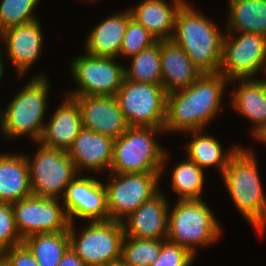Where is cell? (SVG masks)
<instances>
[{
	"instance_id": "f1b7e54d",
	"label": "cell",
	"mask_w": 266,
	"mask_h": 266,
	"mask_svg": "<svg viewBox=\"0 0 266 266\" xmlns=\"http://www.w3.org/2000/svg\"><path fill=\"white\" fill-rule=\"evenodd\" d=\"M172 190L179 195L178 200H201L204 173L203 169L190 159L179 162L172 171Z\"/></svg>"
},
{
	"instance_id": "8992f818",
	"label": "cell",
	"mask_w": 266,
	"mask_h": 266,
	"mask_svg": "<svg viewBox=\"0 0 266 266\" xmlns=\"http://www.w3.org/2000/svg\"><path fill=\"white\" fill-rule=\"evenodd\" d=\"M168 213L167 240L196 254L195 247L213 244L221 234V226L201 200H178Z\"/></svg>"
},
{
	"instance_id": "4316f807",
	"label": "cell",
	"mask_w": 266,
	"mask_h": 266,
	"mask_svg": "<svg viewBox=\"0 0 266 266\" xmlns=\"http://www.w3.org/2000/svg\"><path fill=\"white\" fill-rule=\"evenodd\" d=\"M35 257L39 266H58L70 247L68 231L35 234L22 242Z\"/></svg>"
},
{
	"instance_id": "9c48e42d",
	"label": "cell",
	"mask_w": 266,
	"mask_h": 266,
	"mask_svg": "<svg viewBox=\"0 0 266 266\" xmlns=\"http://www.w3.org/2000/svg\"><path fill=\"white\" fill-rule=\"evenodd\" d=\"M30 185L32 194L38 197L63 196L68 184L79 174L75 163L63 149L50 148L40 144V148L30 160Z\"/></svg>"
},
{
	"instance_id": "ba28073f",
	"label": "cell",
	"mask_w": 266,
	"mask_h": 266,
	"mask_svg": "<svg viewBox=\"0 0 266 266\" xmlns=\"http://www.w3.org/2000/svg\"><path fill=\"white\" fill-rule=\"evenodd\" d=\"M115 97L128 126L164 129L167 93L161 84L125 78Z\"/></svg>"
},
{
	"instance_id": "f546056e",
	"label": "cell",
	"mask_w": 266,
	"mask_h": 266,
	"mask_svg": "<svg viewBox=\"0 0 266 266\" xmlns=\"http://www.w3.org/2000/svg\"><path fill=\"white\" fill-rule=\"evenodd\" d=\"M165 241L124 236L121 261L128 266H150L157 260Z\"/></svg>"
},
{
	"instance_id": "ffe728a7",
	"label": "cell",
	"mask_w": 266,
	"mask_h": 266,
	"mask_svg": "<svg viewBox=\"0 0 266 266\" xmlns=\"http://www.w3.org/2000/svg\"><path fill=\"white\" fill-rule=\"evenodd\" d=\"M161 85L167 94L191 86L203 73L172 40H160Z\"/></svg>"
},
{
	"instance_id": "4dcf8cb0",
	"label": "cell",
	"mask_w": 266,
	"mask_h": 266,
	"mask_svg": "<svg viewBox=\"0 0 266 266\" xmlns=\"http://www.w3.org/2000/svg\"><path fill=\"white\" fill-rule=\"evenodd\" d=\"M40 0H1L0 3V32L36 20L33 14Z\"/></svg>"
},
{
	"instance_id": "6da1fadb",
	"label": "cell",
	"mask_w": 266,
	"mask_h": 266,
	"mask_svg": "<svg viewBox=\"0 0 266 266\" xmlns=\"http://www.w3.org/2000/svg\"><path fill=\"white\" fill-rule=\"evenodd\" d=\"M228 82L220 73H203L191 86L167 94L164 131L202 132L220 111Z\"/></svg>"
},
{
	"instance_id": "5bb4252c",
	"label": "cell",
	"mask_w": 266,
	"mask_h": 266,
	"mask_svg": "<svg viewBox=\"0 0 266 266\" xmlns=\"http://www.w3.org/2000/svg\"><path fill=\"white\" fill-rule=\"evenodd\" d=\"M70 223L74 218L94 221L109 220L107 190L104 183L79 174L68 184L61 197Z\"/></svg>"
},
{
	"instance_id": "ab89813d",
	"label": "cell",
	"mask_w": 266,
	"mask_h": 266,
	"mask_svg": "<svg viewBox=\"0 0 266 266\" xmlns=\"http://www.w3.org/2000/svg\"><path fill=\"white\" fill-rule=\"evenodd\" d=\"M103 266H128V265H125L122 261H119V262H115V263H111V264H106Z\"/></svg>"
},
{
	"instance_id": "9a60e30c",
	"label": "cell",
	"mask_w": 266,
	"mask_h": 266,
	"mask_svg": "<svg viewBox=\"0 0 266 266\" xmlns=\"http://www.w3.org/2000/svg\"><path fill=\"white\" fill-rule=\"evenodd\" d=\"M80 106L83 128L120 137L129 127L115 96H74Z\"/></svg>"
},
{
	"instance_id": "d6a6232c",
	"label": "cell",
	"mask_w": 266,
	"mask_h": 266,
	"mask_svg": "<svg viewBox=\"0 0 266 266\" xmlns=\"http://www.w3.org/2000/svg\"><path fill=\"white\" fill-rule=\"evenodd\" d=\"M22 242L16 229L12 204L0 202V253Z\"/></svg>"
},
{
	"instance_id": "5b68a950",
	"label": "cell",
	"mask_w": 266,
	"mask_h": 266,
	"mask_svg": "<svg viewBox=\"0 0 266 266\" xmlns=\"http://www.w3.org/2000/svg\"><path fill=\"white\" fill-rule=\"evenodd\" d=\"M40 75L33 77L4 110V125L1 132L7 138L29 135L35 142L40 140L50 85L45 75Z\"/></svg>"
},
{
	"instance_id": "484cf974",
	"label": "cell",
	"mask_w": 266,
	"mask_h": 266,
	"mask_svg": "<svg viewBox=\"0 0 266 266\" xmlns=\"http://www.w3.org/2000/svg\"><path fill=\"white\" fill-rule=\"evenodd\" d=\"M189 134H192L194 138L188 142L185 147L187 150L186 157L203 170L216 165L221 175L227 167L230 158L240 148L239 146L233 147L231 151H227L226 154L217 138L209 134H202L200 130L190 131Z\"/></svg>"
},
{
	"instance_id": "7402d4cb",
	"label": "cell",
	"mask_w": 266,
	"mask_h": 266,
	"mask_svg": "<svg viewBox=\"0 0 266 266\" xmlns=\"http://www.w3.org/2000/svg\"><path fill=\"white\" fill-rule=\"evenodd\" d=\"M129 9L114 14L98 24L87 37L86 54L97 57L117 58L120 53L128 21L131 19Z\"/></svg>"
},
{
	"instance_id": "7a4b0ae2",
	"label": "cell",
	"mask_w": 266,
	"mask_h": 266,
	"mask_svg": "<svg viewBox=\"0 0 266 266\" xmlns=\"http://www.w3.org/2000/svg\"><path fill=\"white\" fill-rule=\"evenodd\" d=\"M185 3L177 12L171 40L202 73H218L224 32L215 23Z\"/></svg>"
},
{
	"instance_id": "8fae6325",
	"label": "cell",
	"mask_w": 266,
	"mask_h": 266,
	"mask_svg": "<svg viewBox=\"0 0 266 266\" xmlns=\"http://www.w3.org/2000/svg\"><path fill=\"white\" fill-rule=\"evenodd\" d=\"M114 59L86 53L76 56L70 68L79 89L67 95L115 96L125 79V66L117 64Z\"/></svg>"
},
{
	"instance_id": "4fadbf2b",
	"label": "cell",
	"mask_w": 266,
	"mask_h": 266,
	"mask_svg": "<svg viewBox=\"0 0 266 266\" xmlns=\"http://www.w3.org/2000/svg\"><path fill=\"white\" fill-rule=\"evenodd\" d=\"M58 199L31 195L12 203L16 229L22 239L35 234L68 231L70 220Z\"/></svg>"
},
{
	"instance_id": "60d3db41",
	"label": "cell",
	"mask_w": 266,
	"mask_h": 266,
	"mask_svg": "<svg viewBox=\"0 0 266 266\" xmlns=\"http://www.w3.org/2000/svg\"><path fill=\"white\" fill-rule=\"evenodd\" d=\"M3 125H4V111L0 112V128L1 130L3 129Z\"/></svg>"
},
{
	"instance_id": "e0dca14e",
	"label": "cell",
	"mask_w": 266,
	"mask_h": 266,
	"mask_svg": "<svg viewBox=\"0 0 266 266\" xmlns=\"http://www.w3.org/2000/svg\"><path fill=\"white\" fill-rule=\"evenodd\" d=\"M39 22L36 19L0 32V39L6 45V54L20 77L30 69L42 52L43 34Z\"/></svg>"
},
{
	"instance_id": "83f0119b",
	"label": "cell",
	"mask_w": 266,
	"mask_h": 266,
	"mask_svg": "<svg viewBox=\"0 0 266 266\" xmlns=\"http://www.w3.org/2000/svg\"><path fill=\"white\" fill-rule=\"evenodd\" d=\"M125 67V78L132 82L161 84L160 40L131 57Z\"/></svg>"
},
{
	"instance_id": "30bf717a",
	"label": "cell",
	"mask_w": 266,
	"mask_h": 266,
	"mask_svg": "<svg viewBox=\"0 0 266 266\" xmlns=\"http://www.w3.org/2000/svg\"><path fill=\"white\" fill-rule=\"evenodd\" d=\"M156 172L117 174L110 172L107 190L109 220L122 222L143 203L151 200L158 190L160 176Z\"/></svg>"
},
{
	"instance_id": "3957f363",
	"label": "cell",
	"mask_w": 266,
	"mask_h": 266,
	"mask_svg": "<svg viewBox=\"0 0 266 266\" xmlns=\"http://www.w3.org/2000/svg\"><path fill=\"white\" fill-rule=\"evenodd\" d=\"M255 157L252 150L240 147L230 158L222 177L237 209L262 234L266 225V197Z\"/></svg>"
},
{
	"instance_id": "ac0fdd59",
	"label": "cell",
	"mask_w": 266,
	"mask_h": 266,
	"mask_svg": "<svg viewBox=\"0 0 266 266\" xmlns=\"http://www.w3.org/2000/svg\"><path fill=\"white\" fill-rule=\"evenodd\" d=\"M52 114L49 123L44 124L43 133L37 142L50 148L68 149L83 129L82 115L78 101L67 95Z\"/></svg>"
},
{
	"instance_id": "d4e9b609",
	"label": "cell",
	"mask_w": 266,
	"mask_h": 266,
	"mask_svg": "<svg viewBox=\"0 0 266 266\" xmlns=\"http://www.w3.org/2000/svg\"><path fill=\"white\" fill-rule=\"evenodd\" d=\"M228 33L252 32L266 37V0H228Z\"/></svg>"
},
{
	"instance_id": "277c9868",
	"label": "cell",
	"mask_w": 266,
	"mask_h": 266,
	"mask_svg": "<svg viewBox=\"0 0 266 266\" xmlns=\"http://www.w3.org/2000/svg\"><path fill=\"white\" fill-rule=\"evenodd\" d=\"M162 128L129 126L114 139L110 172L163 174L167 154L153 137Z\"/></svg>"
},
{
	"instance_id": "cb8c5ba5",
	"label": "cell",
	"mask_w": 266,
	"mask_h": 266,
	"mask_svg": "<svg viewBox=\"0 0 266 266\" xmlns=\"http://www.w3.org/2000/svg\"><path fill=\"white\" fill-rule=\"evenodd\" d=\"M239 81L232 95V106L254 124L251 133L258 131L266 124V79H234Z\"/></svg>"
},
{
	"instance_id": "836d02e7",
	"label": "cell",
	"mask_w": 266,
	"mask_h": 266,
	"mask_svg": "<svg viewBox=\"0 0 266 266\" xmlns=\"http://www.w3.org/2000/svg\"><path fill=\"white\" fill-rule=\"evenodd\" d=\"M195 255L185 247L166 240L157 260L150 266H190Z\"/></svg>"
},
{
	"instance_id": "d6986e66",
	"label": "cell",
	"mask_w": 266,
	"mask_h": 266,
	"mask_svg": "<svg viewBox=\"0 0 266 266\" xmlns=\"http://www.w3.org/2000/svg\"><path fill=\"white\" fill-rule=\"evenodd\" d=\"M114 139L83 128L68 149V155L80 174L87 171L110 170L112 165Z\"/></svg>"
},
{
	"instance_id": "e575fe53",
	"label": "cell",
	"mask_w": 266,
	"mask_h": 266,
	"mask_svg": "<svg viewBox=\"0 0 266 266\" xmlns=\"http://www.w3.org/2000/svg\"><path fill=\"white\" fill-rule=\"evenodd\" d=\"M1 254L8 260L11 266H39L35 257L23 243L11 247Z\"/></svg>"
},
{
	"instance_id": "f35d334b",
	"label": "cell",
	"mask_w": 266,
	"mask_h": 266,
	"mask_svg": "<svg viewBox=\"0 0 266 266\" xmlns=\"http://www.w3.org/2000/svg\"><path fill=\"white\" fill-rule=\"evenodd\" d=\"M2 51L0 50V80L2 79V76L4 75V67H3V60H2Z\"/></svg>"
},
{
	"instance_id": "2e32d148",
	"label": "cell",
	"mask_w": 266,
	"mask_h": 266,
	"mask_svg": "<svg viewBox=\"0 0 266 266\" xmlns=\"http://www.w3.org/2000/svg\"><path fill=\"white\" fill-rule=\"evenodd\" d=\"M166 199L163 193L159 192L129 214L121 222L125 236L167 240L169 206Z\"/></svg>"
},
{
	"instance_id": "1f68e13d",
	"label": "cell",
	"mask_w": 266,
	"mask_h": 266,
	"mask_svg": "<svg viewBox=\"0 0 266 266\" xmlns=\"http://www.w3.org/2000/svg\"><path fill=\"white\" fill-rule=\"evenodd\" d=\"M156 41L157 39L144 26L131 18L128 21L119 56L121 54L131 58Z\"/></svg>"
},
{
	"instance_id": "74e56055",
	"label": "cell",
	"mask_w": 266,
	"mask_h": 266,
	"mask_svg": "<svg viewBox=\"0 0 266 266\" xmlns=\"http://www.w3.org/2000/svg\"><path fill=\"white\" fill-rule=\"evenodd\" d=\"M0 266H11L8 260L0 253Z\"/></svg>"
},
{
	"instance_id": "44dd1931",
	"label": "cell",
	"mask_w": 266,
	"mask_h": 266,
	"mask_svg": "<svg viewBox=\"0 0 266 266\" xmlns=\"http://www.w3.org/2000/svg\"><path fill=\"white\" fill-rule=\"evenodd\" d=\"M185 3V0H174L171 6L165 0H143L129 12L157 40H171L177 12Z\"/></svg>"
},
{
	"instance_id": "8d00e7d4",
	"label": "cell",
	"mask_w": 266,
	"mask_h": 266,
	"mask_svg": "<svg viewBox=\"0 0 266 266\" xmlns=\"http://www.w3.org/2000/svg\"><path fill=\"white\" fill-rule=\"evenodd\" d=\"M256 139L266 143V124L263 125L258 131L252 134Z\"/></svg>"
},
{
	"instance_id": "52a82bcc",
	"label": "cell",
	"mask_w": 266,
	"mask_h": 266,
	"mask_svg": "<svg viewBox=\"0 0 266 266\" xmlns=\"http://www.w3.org/2000/svg\"><path fill=\"white\" fill-rule=\"evenodd\" d=\"M74 223L68 234L70 247L87 266H103L121 261L122 242L125 236L118 221H94L76 237Z\"/></svg>"
},
{
	"instance_id": "7c38bea8",
	"label": "cell",
	"mask_w": 266,
	"mask_h": 266,
	"mask_svg": "<svg viewBox=\"0 0 266 266\" xmlns=\"http://www.w3.org/2000/svg\"><path fill=\"white\" fill-rule=\"evenodd\" d=\"M261 69L266 72L265 36L252 32H240L238 37L231 40L224 35L222 60L218 73L231 82L234 79L252 78L259 70L261 72Z\"/></svg>"
},
{
	"instance_id": "603a6c76",
	"label": "cell",
	"mask_w": 266,
	"mask_h": 266,
	"mask_svg": "<svg viewBox=\"0 0 266 266\" xmlns=\"http://www.w3.org/2000/svg\"><path fill=\"white\" fill-rule=\"evenodd\" d=\"M31 195L26 156L0 154V202L12 204Z\"/></svg>"
},
{
	"instance_id": "d590c367",
	"label": "cell",
	"mask_w": 266,
	"mask_h": 266,
	"mask_svg": "<svg viewBox=\"0 0 266 266\" xmlns=\"http://www.w3.org/2000/svg\"><path fill=\"white\" fill-rule=\"evenodd\" d=\"M58 266H87V265L81 260L79 256L76 255V253L71 249V247H69L68 250L62 256V259L59 262Z\"/></svg>"
}]
</instances>
